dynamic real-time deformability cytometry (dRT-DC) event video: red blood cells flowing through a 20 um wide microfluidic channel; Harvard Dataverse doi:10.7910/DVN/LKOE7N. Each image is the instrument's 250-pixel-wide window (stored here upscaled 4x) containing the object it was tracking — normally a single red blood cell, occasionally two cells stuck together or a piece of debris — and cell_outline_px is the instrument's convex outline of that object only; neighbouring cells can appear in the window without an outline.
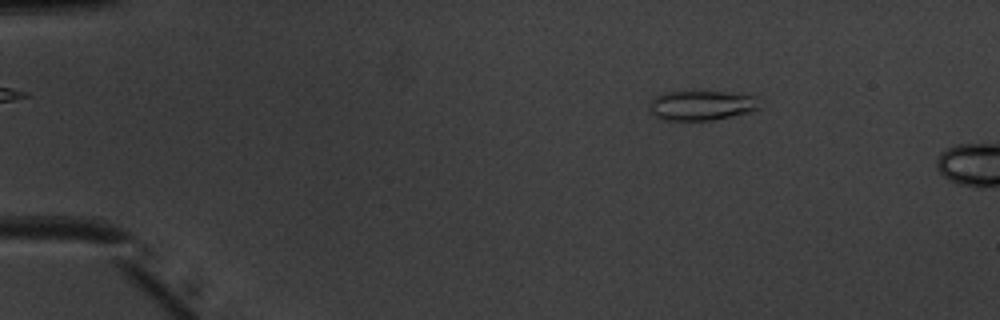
{"species": "common noctule bat (a hibernating species)", "species_latin": "Nyctalus noctula", "temperature_condition": "warm", "stored_images_in_passage": 7, "camera_frame_rate_fps": 3000, "um_per_image_px": 0.085, "animal": {"sex": "male", "body_mass_g": 20.1, "forearm_length_mm": 53.5}, "frame": {"image": 1, "passage_image": 2, "time_ms": 0.333, "image_size_px": [1000, 320], "cell_outline_px": [[760, 108], [748, 112], [732, 116], [712, 120], [664, 120], [656, 116], [652, 112], [652, 100], [656, 96], [664, 92], [724, 92], [756, 96]], "centroid_in_image_um": [59.66, 8.96], "position_along_channel_um": 25.3, "area_um2": 18.67}}